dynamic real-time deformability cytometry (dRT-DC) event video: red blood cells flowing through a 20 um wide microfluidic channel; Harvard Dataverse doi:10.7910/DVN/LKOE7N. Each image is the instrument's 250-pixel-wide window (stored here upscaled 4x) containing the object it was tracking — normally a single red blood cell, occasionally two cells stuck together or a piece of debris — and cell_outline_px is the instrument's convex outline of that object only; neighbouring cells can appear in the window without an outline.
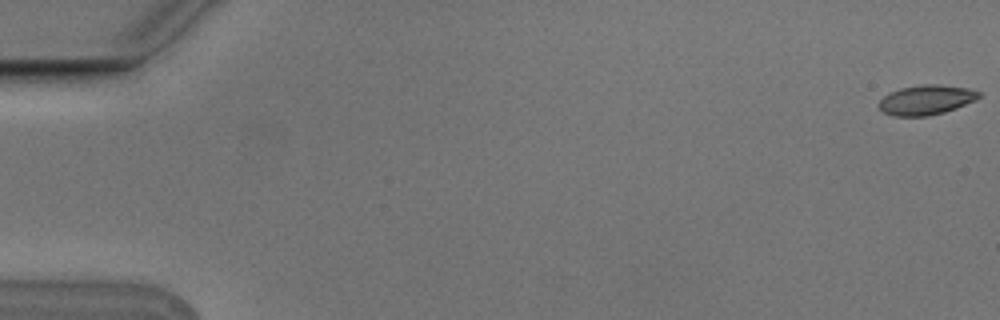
{"species": "Egyptian fruit bat (a non-hibernating species)", "species_latin": "Rousettus aegyptiacus", "temperature_condition": "cold", "stored_images_in_passage": 6, "camera_frame_rate_fps": 3000, "um_per_image_px": 0.085, "animal": {"sex": "male"}, "frame": {"image": 1, "passage_image": 1, "time_ms": 0.0, "image_size_px": [1000, 320], "cell_outline_px": [[980, 96], [976, 100], [956, 108], [944, 112], [928, 116], [892, 116], [884, 112], [880, 108], [880, 100], [888, 92], [900, 88], [920, 84], [936, 84], [968, 88], [980, 92]], "centroid_in_image_um": [78.72, 8.48], "position_along_channel_um": 6.3, "area_um2": 17.34}}
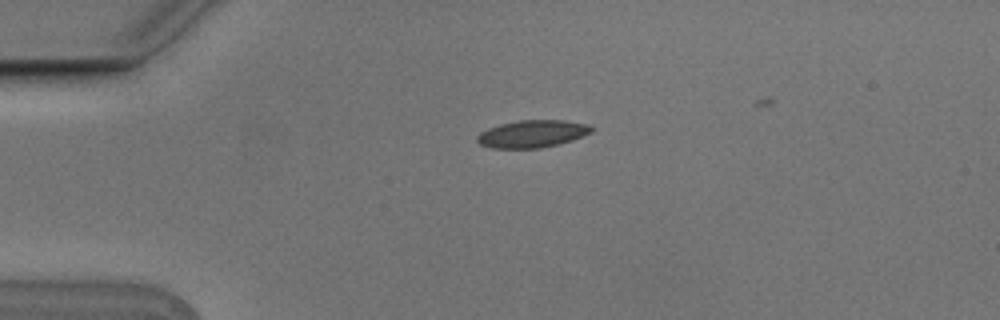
{"frame": {"image": 2, "passage_image": 4, "time_ms": 1.0, "image_size_px": [1000, 320], "cell_outline_px": [[596, 128], [592, 132], [572, 140], [540, 148], [492, 148], [480, 144], [476, 140], [476, 136], [480, 132], [488, 128], [500, 124], [520, 120], [564, 120], [588, 124]], "centroid_in_image_um": [45.25, 11.37], "position_along_channel_um": 39.8, "area_um2": 18.26}}